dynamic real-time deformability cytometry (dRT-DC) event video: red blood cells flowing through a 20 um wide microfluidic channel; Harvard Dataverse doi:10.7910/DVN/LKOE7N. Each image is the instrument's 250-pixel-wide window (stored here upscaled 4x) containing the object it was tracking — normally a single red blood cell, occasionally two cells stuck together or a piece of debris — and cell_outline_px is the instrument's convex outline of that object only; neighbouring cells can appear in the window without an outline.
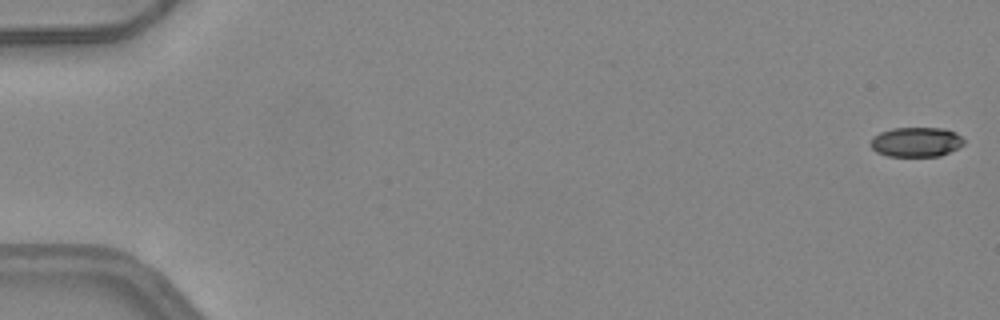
{"species": "common noctule bat (a hibernating species)", "species_latin": "Nyctalus noctula", "temperature_condition": "warm", "stored_images_in_passage": 50, "camera_frame_rate_fps": 3000, "um_per_image_px": 0.085, "animal": {"sex": "female", "body_mass_g": 24.6, "forearm_length_mm": 56.2}, "frame": {"image": 1, "passage_image": 1, "time_ms": 0.0, "image_size_px": [1000, 320], "cell_outline_px": [[964, 144], [940, 156], [888, 156], [876, 152], [872, 148], [872, 136], [880, 132], [892, 128], [944, 128], [956, 132], [964, 140]], "centroid_in_image_um": [77.87, 12.06], "position_along_channel_um": 7.1, "area_um2": 16.07}}
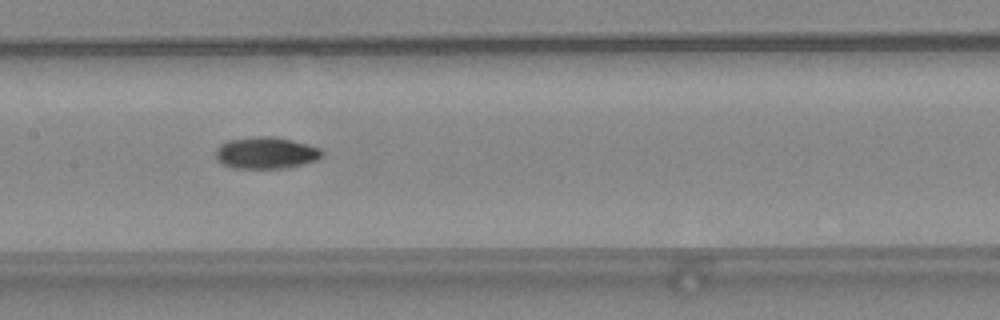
{"frame": {"image": 2, "passage_image": 26, "time_ms": 8.333, "image_size_px": [1000, 320], "cell_outline_px": [[324, 156], [316, 160], [304, 164], [280, 168], [232, 168], [216, 160], [216, 148], [220, 144], [228, 140], [256, 136], [268, 136], [308, 144], [320, 148], [324, 152]], "centroid_in_image_um": [22.6, 13.0], "position_along_channel_um": 184.8, "area_um2": 19.59}}
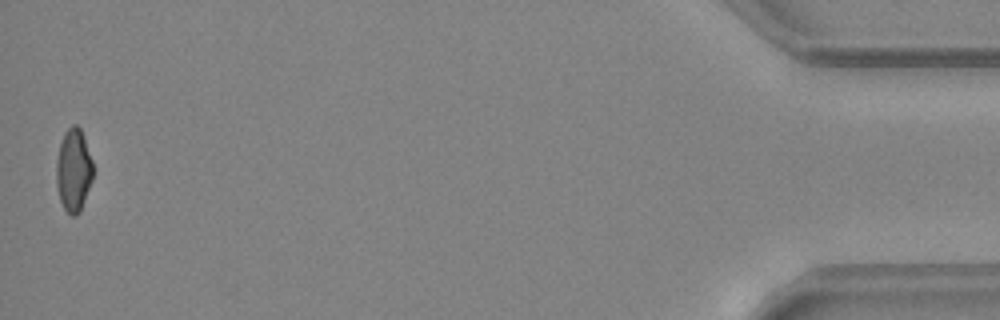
{"frame": {"image": 3, "passage_image": 50, "time_ms": 16.333, "image_size_px": [1000, 320], "cell_outline_px": [[92, 180], [80, 212], [76, 216], [72, 216], [64, 208], [60, 200], [56, 188], [56, 160], [60, 144], [64, 132], [72, 124], [76, 124], [80, 128], [84, 136], [92, 160]], "centroid_in_image_um": [6.24, 14.46], "position_along_channel_um": 429.0, "area_um2": 17.8}, "authors_computed_cell_mechanics": {"area_um2": 18.3226, "velocity_mm_per_s": 4.1899, "shape_relaxation_time_tau1_ms": null, "shape_relaxation_time_tau2_ms": 3.9715, "deformation_change_tau1": null, "deformation_change_tau2": 0.0985}}